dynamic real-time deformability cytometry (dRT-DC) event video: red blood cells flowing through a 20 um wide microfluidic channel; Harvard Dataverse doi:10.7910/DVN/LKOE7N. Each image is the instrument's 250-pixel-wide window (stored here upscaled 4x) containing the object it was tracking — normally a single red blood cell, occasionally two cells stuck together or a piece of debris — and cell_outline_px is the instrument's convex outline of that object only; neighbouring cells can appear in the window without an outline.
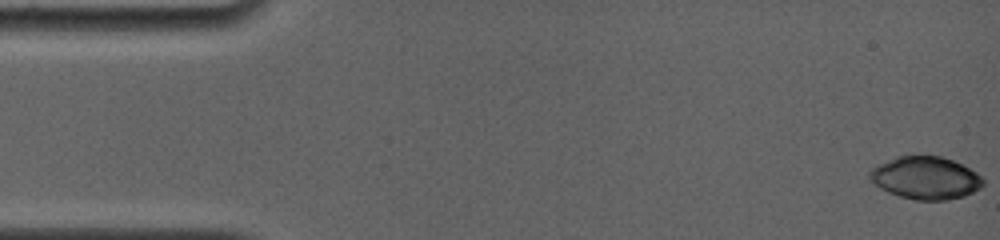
{"species": "common noctule bat (a hibernating species)", "species_latin": "Nyctalus noctula", "temperature_condition": "room temperature", "stored_images_in_passage": 5, "camera_frame_rate_fps": 4000, "um_per_image_px": 0.085, "animal": {"sex": "female", "body_mass_g": 19.0, "forearm_length_mm": 56.7}, "frame": {"image": 1, "passage_image": 1, "time_ms": 0.0, "image_size_px": [1000, 240], "cell_outline_px": [[984, 184], [980, 188], [964, 196], [948, 200], [916, 200], [900, 196], [888, 192], [880, 188], [868, 176], [868, 172], [872, 168], [896, 156], [940, 156], [952, 160], [976, 172], [984, 180]], "centroid_in_image_um": [78.67, 15.13], "position_along_channel_um": 6.3, "area_um2": 27.92}}
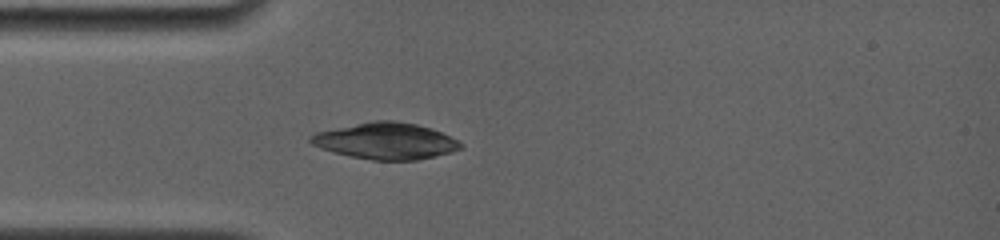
{"frame": {"image": 2, "passage_image": 5, "time_ms": 4.5, "image_size_px": [1000, 240], "cell_outline_px": [[464, 148], [452, 152], [416, 160], [372, 160], [332, 152], [320, 148], [312, 144], [308, 140], [308, 136], [316, 132], [372, 120], [396, 120], [416, 124], [432, 128], [464, 144]], "centroid_in_image_um": [32.78, 11.98], "position_along_channel_um": 52.2, "area_um2": 31.91}}